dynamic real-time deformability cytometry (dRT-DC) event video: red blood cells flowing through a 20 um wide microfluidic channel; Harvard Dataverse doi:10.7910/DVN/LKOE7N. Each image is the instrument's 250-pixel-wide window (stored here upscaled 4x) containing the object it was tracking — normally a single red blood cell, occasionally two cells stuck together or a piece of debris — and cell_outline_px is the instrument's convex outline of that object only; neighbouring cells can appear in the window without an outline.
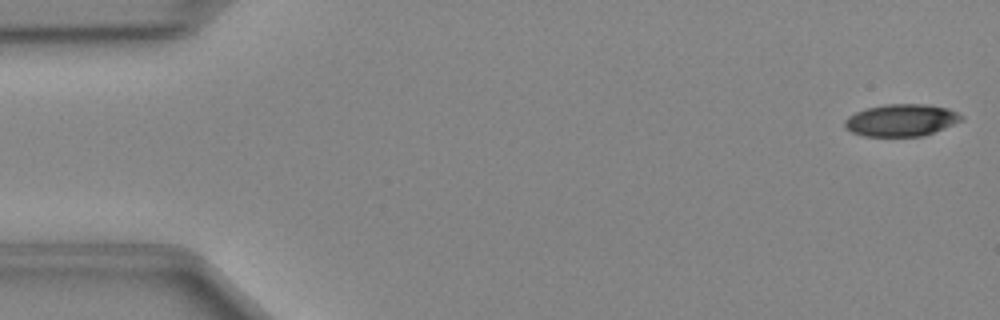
{"species": "Egyptian fruit bat (a non-hibernating species)", "species_latin": "Rousettus aegyptiacus", "temperature_condition": "cold", "stored_images_in_passage": 48, "camera_frame_rate_fps": 3000, "um_per_image_px": 0.085, "animal": {"sex": "female"}, "frame": {"image": 1, "passage_image": 1, "time_ms": 0.0, "image_size_px": [1000, 320], "cell_outline_px": [[964, 120], [924, 136], [864, 136], [852, 132], [844, 128], [844, 120], [848, 116], [864, 108], [884, 104], [924, 104], [948, 108], [964, 116]], "centroid_in_image_um": [76.6, 10.21], "position_along_channel_um": 8.4, "area_um2": 22.02}}
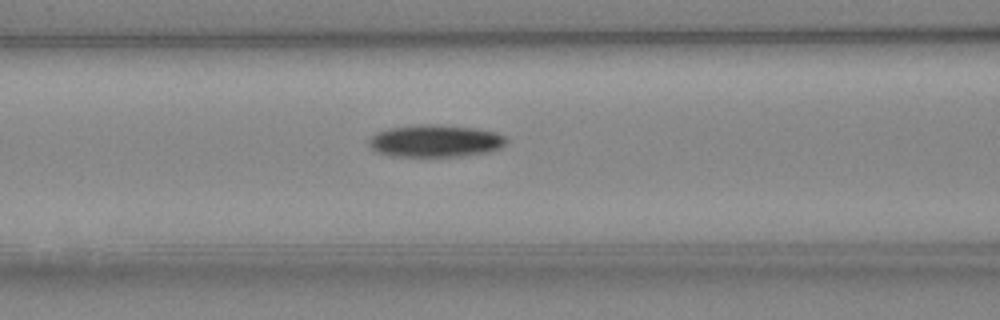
{"frame": {"image": 2, "passage_image": 19, "time_ms": 6.0, "image_size_px": [1000, 320], "cell_outline_px": [[508, 140], [500, 148], [488, 152], [456, 156], [396, 156], [376, 152], [368, 144], [368, 140], [376, 132], [388, 128], [416, 124], [440, 124], [476, 128], [496, 132], [504, 136]], "centroid_in_image_um": [36.99, 11.96], "position_along_channel_um": 129.6, "area_um2": 25.95}}
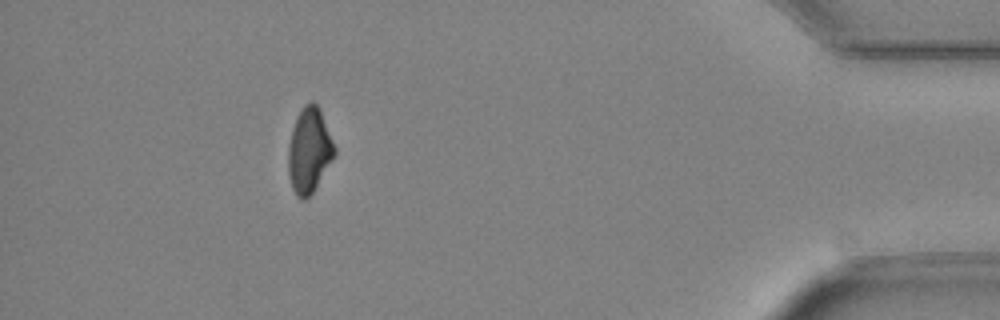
{"frame": {"image": 3, "passage_image": 43, "time_ms": 14.0, "image_size_px": [1000, 320], "cell_outline_px": [[336, 152], [312, 192], [304, 200], [300, 200], [296, 196], [292, 188], [288, 172], [288, 144], [292, 128], [300, 108], [304, 104], [312, 100], [316, 104], [320, 112], [336, 148]], "centroid_in_image_um": [26.24, 12.77], "position_along_channel_um": 409.0, "area_um2": 22.6}}